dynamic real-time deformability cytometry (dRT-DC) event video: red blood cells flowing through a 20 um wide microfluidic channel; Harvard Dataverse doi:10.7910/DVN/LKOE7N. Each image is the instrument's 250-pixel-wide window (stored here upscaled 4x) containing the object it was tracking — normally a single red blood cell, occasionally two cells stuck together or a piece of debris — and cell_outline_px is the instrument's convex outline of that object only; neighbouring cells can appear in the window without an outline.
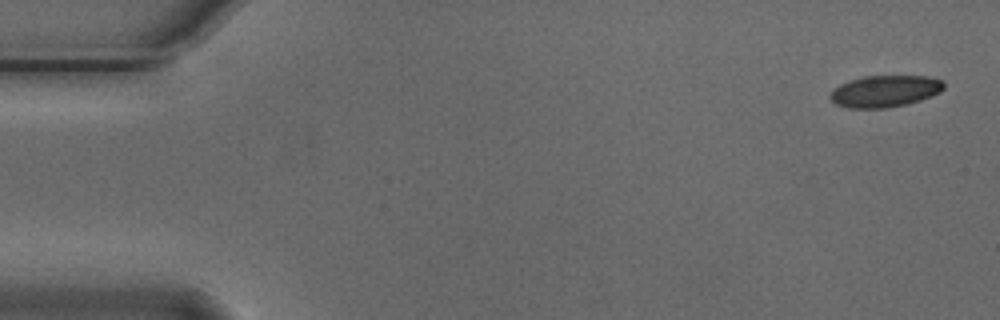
{"species": "Egyptian fruit bat (a non-hibernating species)", "species_latin": "Rousettus aegyptiacus", "temperature_condition": "cold", "stored_images_in_passage": 22, "camera_frame_rate_fps": 3000, "um_per_image_px": 0.085, "animal": {"sex": "male"}, "frame": {"image": 1, "passage_image": 1, "time_ms": 0.0, "image_size_px": [1000, 320], "cell_outline_px": [[944, 88], [940, 92], [932, 96], [920, 100], [888, 108], [848, 108], [836, 104], [828, 96], [840, 84], [864, 76], [928, 76], [944, 80]], "centroid_in_image_um": [75.25, 7.75], "position_along_channel_um": 9.8, "area_um2": 20.92}}
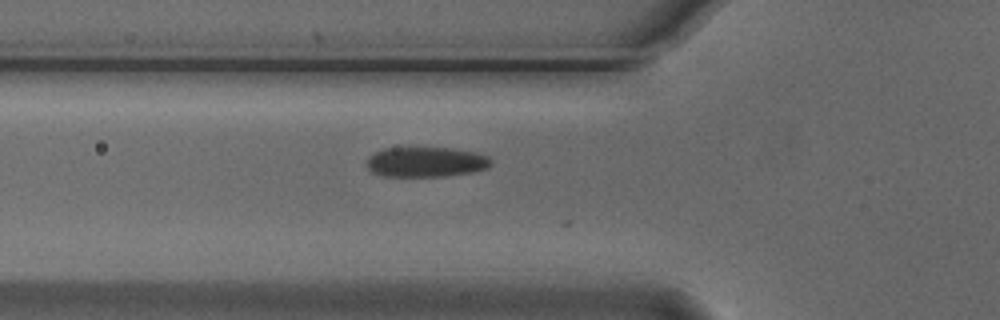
{"frame": {"image": 2, "passage_image": 18, "time_ms": 5.667, "image_size_px": [1000, 320], "cell_outline_px": [[492, 164], [488, 168], [472, 172], [448, 176], [384, 176], [372, 172], [364, 164], [368, 156], [384, 148], [456, 148], [488, 156], [492, 160]], "centroid_in_image_um": [36.2, 13.77], "position_along_channel_um": 89.6, "area_um2": 21.91}}
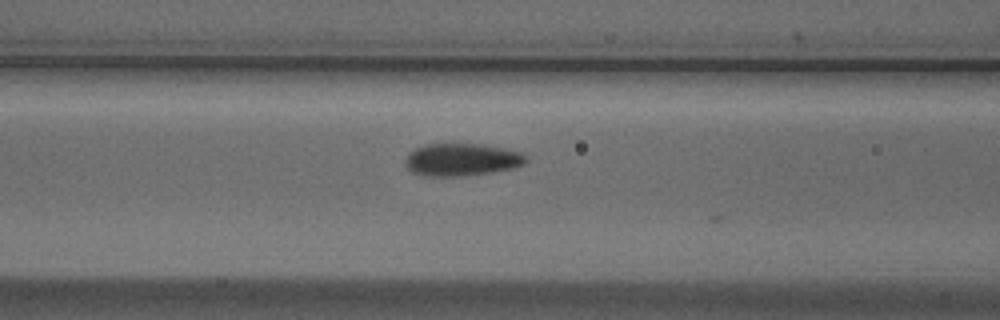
{"frame": {"image": 3, "passage_image": 21, "time_ms": 6.667, "image_size_px": [1000, 320], "cell_outline_px": [[528, 160], [524, 164], [516, 168], [492, 172], [464, 176], [424, 176], [412, 172], [404, 164], [404, 160], [408, 152], [424, 144], [484, 144], [504, 148], [520, 152], [528, 156]], "centroid_in_image_um": [39.25, 13.57], "position_along_channel_um": 127.3, "area_um2": 23.24}}